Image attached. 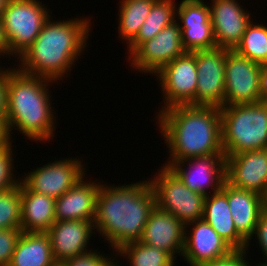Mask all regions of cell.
<instances>
[{"mask_svg": "<svg viewBox=\"0 0 267 266\" xmlns=\"http://www.w3.org/2000/svg\"><path fill=\"white\" fill-rule=\"evenodd\" d=\"M155 206L150 181L116 187L102 183L96 200L94 229L116 251L127 243L141 240Z\"/></svg>", "mask_w": 267, "mask_h": 266, "instance_id": "cell-1", "label": "cell"}, {"mask_svg": "<svg viewBox=\"0 0 267 266\" xmlns=\"http://www.w3.org/2000/svg\"><path fill=\"white\" fill-rule=\"evenodd\" d=\"M158 125L170 149V167L189 158L224 155L221 110L215 106L176 105L160 110Z\"/></svg>", "mask_w": 267, "mask_h": 266, "instance_id": "cell-2", "label": "cell"}, {"mask_svg": "<svg viewBox=\"0 0 267 266\" xmlns=\"http://www.w3.org/2000/svg\"><path fill=\"white\" fill-rule=\"evenodd\" d=\"M48 19L32 45L19 57L18 69L57 81L78 61L91 31L90 18L51 22ZM21 60V61H20ZM21 66V67H20Z\"/></svg>", "mask_w": 267, "mask_h": 266, "instance_id": "cell-3", "label": "cell"}, {"mask_svg": "<svg viewBox=\"0 0 267 266\" xmlns=\"http://www.w3.org/2000/svg\"><path fill=\"white\" fill-rule=\"evenodd\" d=\"M48 82L55 81L23 73L18 68H8L6 122L10 133L16 127L15 130L27 139L42 142L50 141L54 136L56 118L50 105Z\"/></svg>", "mask_w": 267, "mask_h": 266, "instance_id": "cell-4", "label": "cell"}, {"mask_svg": "<svg viewBox=\"0 0 267 266\" xmlns=\"http://www.w3.org/2000/svg\"><path fill=\"white\" fill-rule=\"evenodd\" d=\"M224 156L267 148V102L222 106Z\"/></svg>", "mask_w": 267, "mask_h": 266, "instance_id": "cell-5", "label": "cell"}, {"mask_svg": "<svg viewBox=\"0 0 267 266\" xmlns=\"http://www.w3.org/2000/svg\"><path fill=\"white\" fill-rule=\"evenodd\" d=\"M49 18V11L42 1L9 0L1 20L10 55L19 58L32 45Z\"/></svg>", "mask_w": 267, "mask_h": 266, "instance_id": "cell-6", "label": "cell"}, {"mask_svg": "<svg viewBox=\"0 0 267 266\" xmlns=\"http://www.w3.org/2000/svg\"><path fill=\"white\" fill-rule=\"evenodd\" d=\"M156 206L171 213L184 225L203 219L206 196L190 190L169 167L163 166L150 180Z\"/></svg>", "mask_w": 267, "mask_h": 266, "instance_id": "cell-7", "label": "cell"}, {"mask_svg": "<svg viewBox=\"0 0 267 266\" xmlns=\"http://www.w3.org/2000/svg\"><path fill=\"white\" fill-rule=\"evenodd\" d=\"M162 86L164 107L196 105L197 65L195 51L185 52L164 65L156 74Z\"/></svg>", "mask_w": 267, "mask_h": 266, "instance_id": "cell-8", "label": "cell"}, {"mask_svg": "<svg viewBox=\"0 0 267 266\" xmlns=\"http://www.w3.org/2000/svg\"><path fill=\"white\" fill-rule=\"evenodd\" d=\"M261 67L235 50L226 49L224 106L260 101Z\"/></svg>", "mask_w": 267, "mask_h": 266, "instance_id": "cell-9", "label": "cell"}, {"mask_svg": "<svg viewBox=\"0 0 267 266\" xmlns=\"http://www.w3.org/2000/svg\"><path fill=\"white\" fill-rule=\"evenodd\" d=\"M177 20V21H176ZM163 28L155 37L143 42L131 55L134 69L156 74L164 65L183 55L178 19Z\"/></svg>", "mask_w": 267, "mask_h": 266, "instance_id": "cell-10", "label": "cell"}, {"mask_svg": "<svg viewBox=\"0 0 267 266\" xmlns=\"http://www.w3.org/2000/svg\"><path fill=\"white\" fill-rule=\"evenodd\" d=\"M197 65L196 105L224 106L226 49L195 51Z\"/></svg>", "mask_w": 267, "mask_h": 266, "instance_id": "cell-11", "label": "cell"}, {"mask_svg": "<svg viewBox=\"0 0 267 266\" xmlns=\"http://www.w3.org/2000/svg\"><path fill=\"white\" fill-rule=\"evenodd\" d=\"M81 163L72 158L54 160L26 174L21 182L31 191L58 198L85 177Z\"/></svg>", "mask_w": 267, "mask_h": 266, "instance_id": "cell-12", "label": "cell"}, {"mask_svg": "<svg viewBox=\"0 0 267 266\" xmlns=\"http://www.w3.org/2000/svg\"><path fill=\"white\" fill-rule=\"evenodd\" d=\"M178 6L176 18L182 23L179 27L184 50L193 52L216 48L210 6L202 0H182Z\"/></svg>", "mask_w": 267, "mask_h": 266, "instance_id": "cell-13", "label": "cell"}, {"mask_svg": "<svg viewBox=\"0 0 267 266\" xmlns=\"http://www.w3.org/2000/svg\"><path fill=\"white\" fill-rule=\"evenodd\" d=\"M186 162L190 165L187 170L184 168ZM169 168L177 174L186 187L205 196L209 195V187L213 193L218 192L226 181L224 155H208L176 161Z\"/></svg>", "mask_w": 267, "mask_h": 266, "instance_id": "cell-14", "label": "cell"}, {"mask_svg": "<svg viewBox=\"0 0 267 266\" xmlns=\"http://www.w3.org/2000/svg\"><path fill=\"white\" fill-rule=\"evenodd\" d=\"M226 181L233 187L267 197V148L225 157Z\"/></svg>", "mask_w": 267, "mask_h": 266, "instance_id": "cell-15", "label": "cell"}, {"mask_svg": "<svg viewBox=\"0 0 267 266\" xmlns=\"http://www.w3.org/2000/svg\"><path fill=\"white\" fill-rule=\"evenodd\" d=\"M188 225H193V228L189 229L191 233H186ZM234 251L204 219L185 225L182 256L190 266L223 259Z\"/></svg>", "mask_w": 267, "mask_h": 266, "instance_id": "cell-16", "label": "cell"}, {"mask_svg": "<svg viewBox=\"0 0 267 266\" xmlns=\"http://www.w3.org/2000/svg\"><path fill=\"white\" fill-rule=\"evenodd\" d=\"M210 20L216 47L234 50L251 22L249 12L236 0H212Z\"/></svg>", "mask_w": 267, "mask_h": 266, "instance_id": "cell-17", "label": "cell"}, {"mask_svg": "<svg viewBox=\"0 0 267 266\" xmlns=\"http://www.w3.org/2000/svg\"><path fill=\"white\" fill-rule=\"evenodd\" d=\"M94 221H56L46 232L57 264L87 253L86 248L94 230Z\"/></svg>", "mask_w": 267, "mask_h": 266, "instance_id": "cell-18", "label": "cell"}, {"mask_svg": "<svg viewBox=\"0 0 267 266\" xmlns=\"http://www.w3.org/2000/svg\"><path fill=\"white\" fill-rule=\"evenodd\" d=\"M185 225L171 213L154 207L145 224L141 242L169 253L182 255Z\"/></svg>", "mask_w": 267, "mask_h": 266, "instance_id": "cell-19", "label": "cell"}, {"mask_svg": "<svg viewBox=\"0 0 267 266\" xmlns=\"http://www.w3.org/2000/svg\"><path fill=\"white\" fill-rule=\"evenodd\" d=\"M81 178L62 196L55 198L56 221L87 220L94 221L96 200L101 182H85Z\"/></svg>", "mask_w": 267, "mask_h": 266, "instance_id": "cell-20", "label": "cell"}, {"mask_svg": "<svg viewBox=\"0 0 267 266\" xmlns=\"http://www.w3.org/2000/svg\"><path fill=\"white\" fill-rule=\"evenodd\" d=\"M228 205L237 232L247 241L248 250L258 218L266 209L265 197L244 189L233 187L227 182Z\"/></svg>", "mask_w": 267, "mask_h": 266, "instance_id": "cell-21", "label": "cell"}, {"mask_svg": "<svg viewBox=\"0 0 267 266\" xmlns=\"http://www.w3.org/2000/svg\"><path fill=\"white\" fill-rule=\"evenodd\" d=\"M203 219L235 251H244L247 241L237 232L228 205L227 181L218 192L206 196Z\"/></svg>", "mask_w": 267, "mask_h": 266, "instance_id": "cell-22", "label": "cell"}, {"mask_svg": "<svg viewBox=\"0 0 267 266\" xmlns=\"http://www.w3.org/2000/svg\"><path fill=\"white\" fill-rule=\"evenodd\" d=\"M55 198L29 190L21 182V230L46 233L56 222Z\"/></svg>", "mask_w": 267, "mask_h": 266, "instance_id": "cell-23", "label": "cell"}, {"mask_svg": "<svg viewBox=\"0 0 267 266\" xmlns=\"http://www.w3.org/2000/svg\"><path fill=\"white\" fill-rule=\"evenodd\" d=\"M47 233L22 232L8 266H55Z\"/></svg>", "mask_w": 267, "mask_h": 266, "instance_id": "cell-24", "label": "cell"}, {"mask_svg": "<svg viewBox=\"0 0 267 266\" xmlns=\"http://www.w3.org/2000/svg\"><path fill=\"white\" fill-rule=\"evenodd\" d=\"M174 0H157L136 38L129 44L131 55L143 42L155 37L163 28L176 20V7Z\"/></svg>", "mask_w": 267, "mask_h": 266, "instance_id": "cell-25", "label": "cell"}, {"mask_svg": "<svg viewBox=\"0 0 267 266\" xmlns=\"http://www.w3.org/2000/svg\"><path fill=\"white\" fill-rule=\"evenodd\" d=\"M157 0H121L119 8V36L127 46L136 38L141 26Z\"/></svg>", "mask_w": 267, "mask_h": 266, "instance_id": "cell-26", "label": "cell"}, {"mask_svg": "<svg viewBox=\"0 0 267 266\" xmlns=\"http://www.w3.org/2000/svg\"><path fill=\"white\" fill-rule=\"evenodd\" d=\"M115 252L129 259L130 266H174L176 261L166 251L141 241L127 243Z\"/></svg>", "mask_w": 267, "mask_h": 266, "instance_id": "cell-27", "label": "cell"}, {"mask_svg": "<svg viewBox=\"0 0 267 266\" xmlns=\"http://www.w3.org/2000/svg\"><path fill=\"white\" fill-rule=\"evenodd\" d=\"M250 22L234 49L242 56L260 65L267 63V26Z\"/></svg>", "mask_w": 267, "mask_h": 266, "instance_id": "cell-28", "label": "cell"}, {"mask_svg": "<svg viewBox=\"0 0 267 266\" xmlns=\"http://www.w3.org/2000/svg\"><path fill=\"white\" fill-rule=\"evenodd\" d=\"M21 228V182L0 193V229Z\"/></svg>", "mask_w": 267, "mask_h": 266, "instance_id": "cell-29", "label": "cell"}, {"mask_svg": "<svg viewBox=\"0 0 267 266\" xmlns=\"http://www.w3.org/2000/svg\"><path fill=\"white\" fill-rule=\"evenodd\" d=\"M11 144L9 143L5 147L0 148V193L14 188L21 182V180H16L14 173H12L14 165L12 163L13 149Z\"/></svg>", "mask_w": 267, "mask_h": 266, "instance_id": "cell-30", "label": "cell"}, {"mask_svg": "<svg viewBox=\"0 0 267 266\" xmlns=\"http://www.w3.org/2000/svg\"><path fill=\"white\" fill-rule=\"evenodd\" d=\"M21 234V228L0 229V266L9 265Z\"/></svg>", "mask_w": 267, "mask_h": 266, "instance_id": "cell-31", "label": "cell"}, {"mask_svg": "<svg viewBox=\"0 0 267 266\" xmlns=\"http://www.w3.org/2000/svg\"><path fill=\"white\" fill-rule=\"evenodd\" d=\"M107 256L100 254L97 250H89V252L78 255L72 259H68L60 263L61 266H102L107 260Z\"/></svg>", "mask_w": 267, "mask_h": 266, "instance_id": "cell-32", "label": "cell"}, {"mask_svg": "<svg viewBox=\"0 0 267 266\" xmlns=\"http://www.w3.org/2000/svg\"><path fill=\"white\" fill-rule=\"evenodd\" d=\"M255 234L256 240H258L259 246H261V251L263 253V256L267 258V210L265 209L260 217L258 218L257 225L255 227V230L253 232V235ZM257 235V236H256ZM266 262H260L259 264H267V259H265Z\"/></svg>", "mask_w": 267, "mask_h": 266, "instance_id": "cell-33", "label": "cell"}, {"mask_svg": "<svg viewBox=\"0 0 267 266\" xmlns=\"http://www.w3.org/2000/svg\"><path fill=\"white\" fill-rule=\"evenodd\" d=\"M245 254H247L246 251H234L223 259L211 261L200 266H251L246 261L247 256Z\"/></svg>", "mask_w": 267, "mask_h": 266, "instance_id": "cell-34", "label": "cell"}, {"mask_svg": "<svg viewBox=\"0 0 267 266\" xmlns=\"http://www.w3.org/2000/svg\"><path fill=\"white\" fill-rule=\"evenodd\" d=\"M8 112V69L0 68V118L7 119Z\"/></svg>", "mask_w": 267, "mask_h": 266, "instance_id": "cell-35", "label": "cell"}, {"mask_svg": "<svg viewBox=\"0 0 267 266\" xmlns=\"http://www.w3.org/2000/svg\"><path fill=\"white\" fill-rule=\"evenodd\" d=\"M260 101L267 102V63L262 65L260 72Z\"/></svg>", "mask_w": 267, "mask_h": 266, "instance_id": "cell-36", "label": "cell"}, {"mask_svg": "<svg viewBox=\"0 0 267 266\" xmlns=\"http://www.w3.org/2000/svg\"><path fill=\"white\" fill-rule=\"evenodd\" d=\"M11 136L6 120L0 118V148L11 143Z\"/></svg>", "mask_w": 267, "mask_h": 266, "instance_id": "cell-37", "label": "cell"}, {"mask_svg": "<svg viewBox=\"0 0 267 266\" xmlns=\"http://www.w3.org/2000/svg\"><path fill=\"white\" fill-rule=\"evenodd\" d=\"M3 54L10 55V49L5 35V30L2 24V20L0 18V56L1 55L4 56Z\"/></svg>", "mask_w": 267, "mask_h": 266, "instance_id": "cell-38", "label": "cell"}, {"mask_svg": "<svg viewBox=\"0 0 267 266\" xmlns=\"http://www.w3.org/2000/svg\"><path fill=\"white\" fill-rule=\"evenodd\" d=\"M8 2H9V0H0V18L2 16L4 10L6 9Z\"/></svg>", "mask_w": 267, "mask_h": 266, "instance_id": "cell-39", "label": "cell"}, {"mask_svg": "<svg viewBox=\"0 0 267 266\" xmlns=\"http://www.w3.org/2000/svg\"><path fill=\"white\" fill-rule=\"evenodd\" d=\"M112 261H114V259L111 260L110 258H108L102 266H120L118 262L115 263Z\"/></svg>", "mask_w": 267, "mask_h": 266, "instance_id": "cell-40", "label": "cell"}, {"mask_svg": "<svg viewBox=\"0 0 267 266\" xmlns=\"http://www.w3.org/2000/svg\"><path fill=\"white\" fill-rule=\"evenodd\" d=\"M265 207H266V210H267V197L265 198Z\"/></svg>", "mask_w": 267, "mask_h": 266, "instance_id": "cell-41", "label": "cell"}, {"mask_svg": "<svg viewBox=\"0 0 267 266\" xmlns=\"http://www.w3.org/2000/svg\"><path fill=\"white\" fill-rule=\"evenodd\" d=\"M256 266H267V264H258Z\"/></svg>", "mask_w": 267, "mask_h": 266, "instance_id": "cell-42", "label": "cell"}]
</instances>
